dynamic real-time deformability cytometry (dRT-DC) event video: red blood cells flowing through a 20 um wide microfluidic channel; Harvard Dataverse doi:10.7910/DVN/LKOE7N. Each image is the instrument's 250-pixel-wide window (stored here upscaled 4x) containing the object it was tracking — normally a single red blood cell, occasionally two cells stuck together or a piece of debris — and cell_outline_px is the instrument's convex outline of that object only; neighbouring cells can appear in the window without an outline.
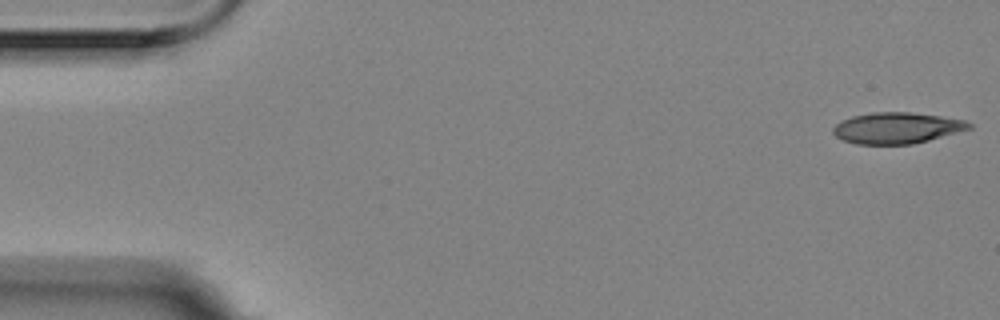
{"species": "Egyptian fruit bat (a non-hibernating species)", "species_latin": "Rousettus aegyptiacus", "temperature_condition": "room temperature", "stored_images_in_passage": 4, "camera_frame_rate_fps": 3000, "um_per_image_px": 0.085, "animal": {"sex": "female"}, "frame": {"image": 1, "passage_image": 1, "time_ms": 0.0, "image_size_px": [1000, 320], "cell_outline_px": [[972, 128], [928, 140], [912, 144], [856, 144], [844, 140], [836, 136], [832, 132], [832, 128], [836, 124], [852, 116], [872, 112], [912, 112], [940, 116], [964, 120], [972, 124]], "centroid_in_image_um": [76.22, 10.87], "position_along_channel_um": 8.8, "area_um2": 24.51}}
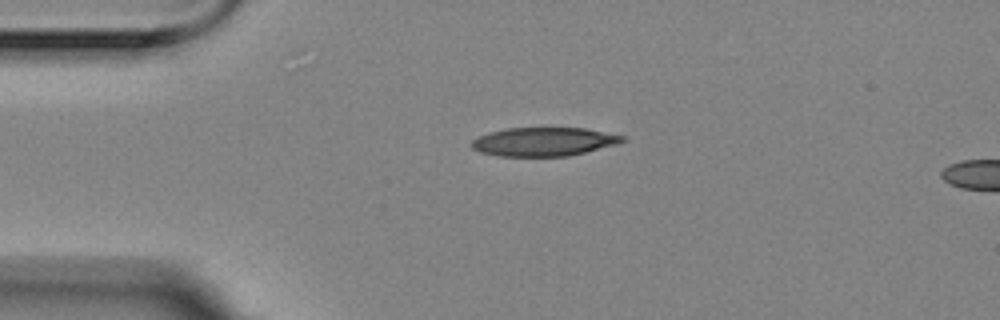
{"frame": {"image": 2, "passage_image": 4, "time_ms": 1.0, "image_size_px": [1000, 320], "cell_outline_px": [[628, 140], [616, 144], [568, 156], [500, 156], [480, 152], [472, 148], [472, 140], [488, 132], [508, 128], [584, 128], [624, 136]], "centroid_in_image_um": [46.21, 12.04], "position_along_channel_um": 38.8, "area_um2": 24.97}}